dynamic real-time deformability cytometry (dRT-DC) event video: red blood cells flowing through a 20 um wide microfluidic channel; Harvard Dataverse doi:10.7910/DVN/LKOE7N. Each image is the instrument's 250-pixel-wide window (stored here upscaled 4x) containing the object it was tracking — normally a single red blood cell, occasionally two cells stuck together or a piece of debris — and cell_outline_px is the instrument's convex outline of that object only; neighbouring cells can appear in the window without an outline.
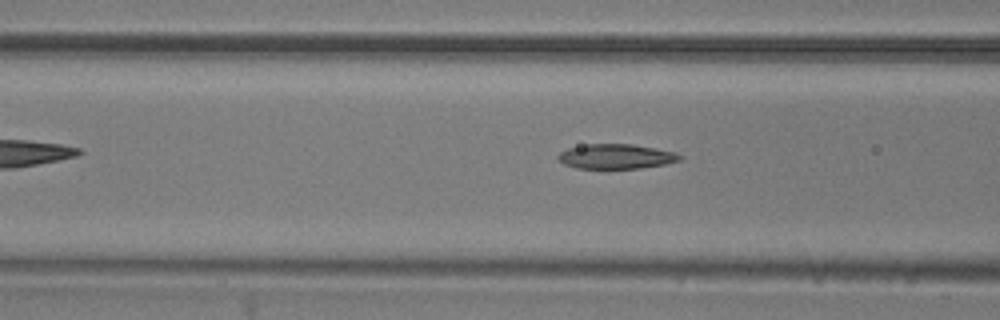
{"species": "common noctule bat (a hibernating species)", "species_latin": "Nyctalus noctula", "temperature_condition": "room temperature", "stored_images_in_passage": 8, "camera_frame_rate_fps": 3000, "um_per_image_px": 0.085, "animal": {"sex": "male", "body_mass_g": 20.5, "forearm_length_mm": 52.5}, "frame": {"image": 1, "passage_image": 6, "time_ms": 1.667, "image_size_px": [1000, 320], "cell_outline_px": [[684, 156], [680, 160], [664, 164], [640, 168], [576, 168], [564, 164], [556, 160], [556, 156], [560, 152], [568, 148], [588, 144], [632, 144], [656, 148], [676, 152]], "centroid_in_image_um": [52.35, 13.29], "position_along_channel_um": 114.2, "area_um2": 17.63}}